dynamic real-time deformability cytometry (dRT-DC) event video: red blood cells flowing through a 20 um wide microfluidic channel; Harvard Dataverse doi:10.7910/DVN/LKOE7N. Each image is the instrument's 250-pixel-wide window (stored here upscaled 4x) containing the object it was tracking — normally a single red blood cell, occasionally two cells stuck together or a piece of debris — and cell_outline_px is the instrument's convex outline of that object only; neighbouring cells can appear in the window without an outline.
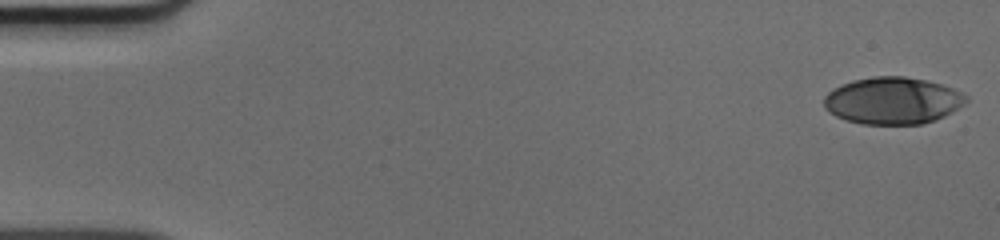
{"species": "human", "species_latin": "Homo sapiens", "temperature_condition": "cold", "stored_images_in_passage": 50, "camera_frame_rate_fps": 3000, "um_per_image_px": 0.085, "donor": {"sex": "male"}, "frame": {"image": 1, "passage_image": 1, "time_ms": 0.0, "image_size_px": [1000, 240], "cell_outline_px": [[968, 100], [964, 104], [944, 116], [936, 120], [920, 124], [864, 124], [844, 120], [828, 112], [824, 108], [824, 96], [832, 88], [840, 84], [852, 80], [872, 76], [904, 76], [924, 80], [940, 84], [952, 88], [968, 96]], "centroid_in_image_um": [75.83, 8.55], "position_along_channel_um": 9.2, "area_um2": 39.07}}
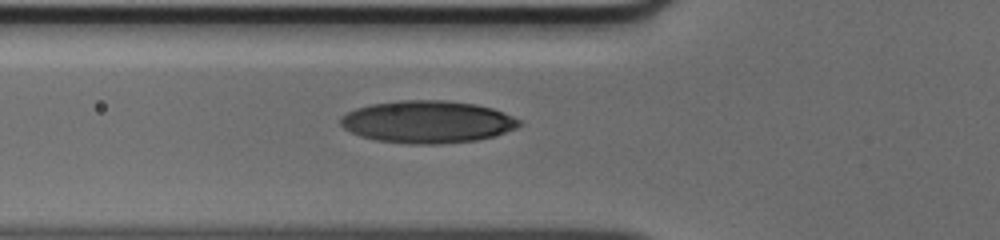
{"frame": {"image": 2, "passage_image": 18, "time_ms": 5.667, "image_size_px": [1000, 240], "cell_outline_px": [[524, 124], [516, 128], [496, 136], [476, 140], [440, 144], [412, 144], [376, 140], [360, 136], [344, 128], [340, 124], [340, 116], [356, 108], [372, 104], [396, 100], [444, 100], [476, 104], [492, 108], [504, 112], [520, 120]], "centroid_in_image_um": [36.35, 10.35], "position_along_channel_um": 89.4, "area_um2": 44.27}}
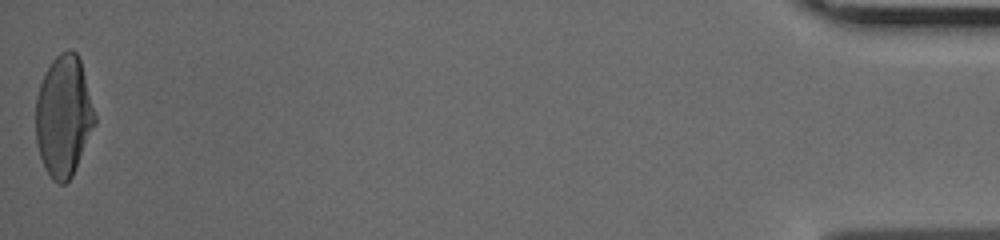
{"frame": {"image": 3, "passage_image": 50, "time_ms": 16.333, "image_size_px": [1000, 240], "cell_outline_px": [[96, 124], [72, 176], [64, 184], [56, 184], [52, 180], [44, 168], [36, 144], [36, 96], [44, 72], [52, 60], [60, 52], [68, 48], [72, 48], [76, 52], [80, 60], [96, 116]], "centroid_in_image_um": [5.4, 9.87], "position_along_channel_um": 429.8, "area_um2": 41.96}}